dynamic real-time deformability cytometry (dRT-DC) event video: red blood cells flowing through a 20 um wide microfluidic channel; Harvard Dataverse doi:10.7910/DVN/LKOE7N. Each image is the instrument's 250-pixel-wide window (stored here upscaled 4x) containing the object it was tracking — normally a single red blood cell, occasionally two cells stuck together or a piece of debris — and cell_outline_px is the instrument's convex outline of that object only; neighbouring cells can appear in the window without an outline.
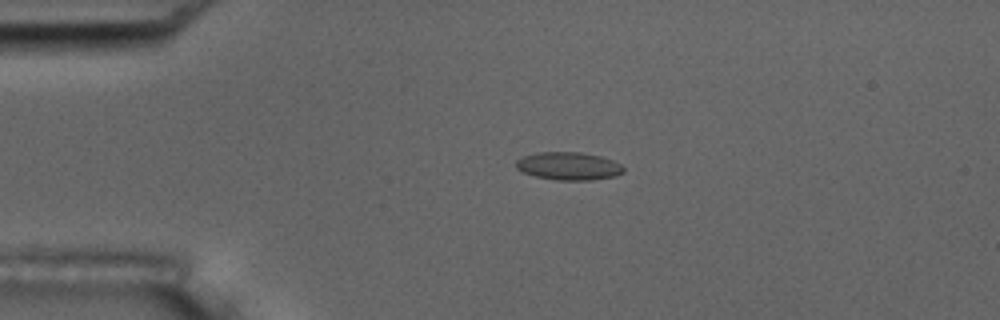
{"species": "common noctule bat (a hibernating species)", "species_latin": "Nyctalus noctula", "temperature_condition": "room temperature", "stored_images_in_passage": 55, "camera_frame_rate_fps": 3000, "um_per_image_px": 0.085, "animal": {"sex": "male", "body_mass_g": 17.5, "forearm_length_mm": 52.3}, "frame": {"image": 1, "passage_image": 12, "time_ms": 3.667, "image_size_px": [1000, 320], "cell_outline_px": [[624, 172], [616, 176], [592, 180], [556, 180], [536, 176], [524, 172], [516, 168], [516, 160], [524, 156], [540, 152], [580, 152], [600, 156], [612, 160], [620, 164], [624, 168]], "centroid_in_image_um": [48.36, 14.12], "position_along_channel_um": 36.6, "area_um2": 17.4}}
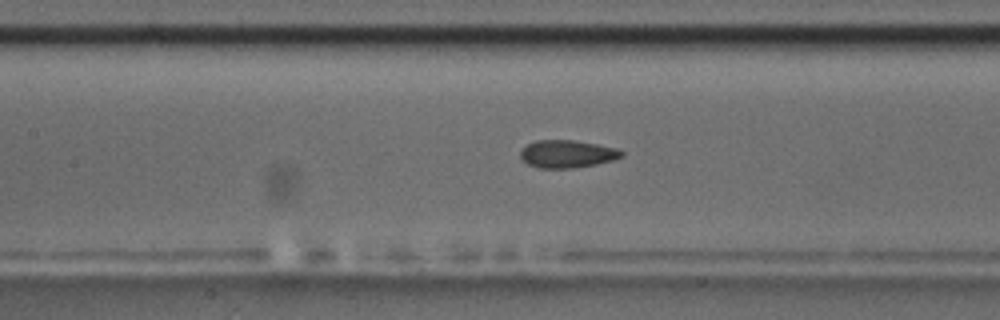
{"frame": {"image": 2, "passage_image": 25, "time_ms": 8.0, "image_size_px": [1000, 320], "cell_outline_px": [[624, 156], [612, 160], [596, 164], [572, 168], [540, 168], [528, 164], [520, 156], [520, 148], [536, 140], [572, 140], [596, 144], [616, 148], [624, 152]], "centroid_in_image_um": [48.19, 13.08], "position_along_channel_um": 159.2, "area_um2": 16.24}}
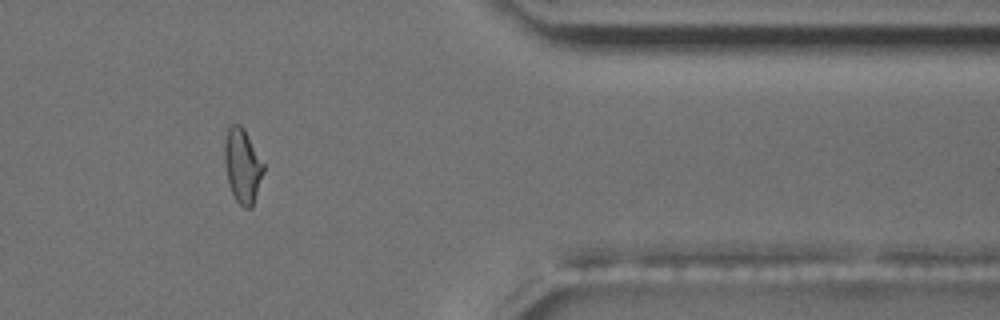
{"frame": {"image": 3, "passage_image": 46, "time_ms": 15.0, "image_size_px": [1000, 320], "cell_outline_px": [[264, 172], [252, 208], [244, 208], [236, 200], [228, 184], [224, 160], [224, 140], [228, 124], [240, 124], [244, 128], [264, 164]], "centroid_in_image_um": [20.59, 14.06], "position_along_channel_um": 390.8, "area_um2": 17.05}, "authors_computed_cell_mechanics": {"area_um2": 16.5886, "velocity_mm_per_s": 3.6235, "shape_relaxation_time_tau1_ms": null, "shape_relaxation_time_tau2_ms": 1.757, "deformation_change_tau1": null, "deformation_change_tau2": 0.0799}}